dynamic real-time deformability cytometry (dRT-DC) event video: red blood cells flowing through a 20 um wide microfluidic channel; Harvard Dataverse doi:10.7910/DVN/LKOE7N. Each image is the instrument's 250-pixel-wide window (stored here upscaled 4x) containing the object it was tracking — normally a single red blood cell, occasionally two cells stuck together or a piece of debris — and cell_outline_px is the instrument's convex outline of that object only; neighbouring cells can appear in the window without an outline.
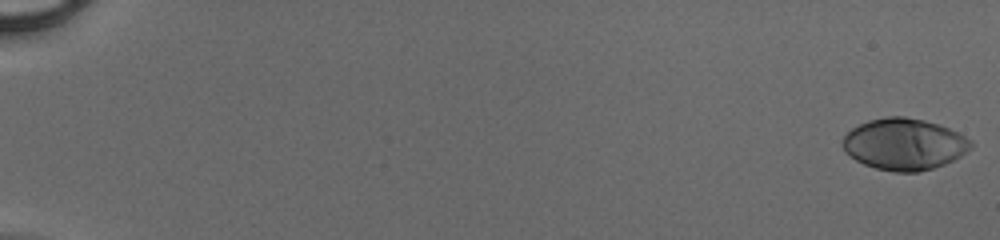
{"species": "human", "species_latin": "Homo sapiens", "temperature_condition": "cold", "stored_images_in_passage": 50, "camera_frame_rate_fps": 3000, "um_per_image_px": 0.085, "donor": {"sex": "male"}, "frame": {"image": 1, "passage_image": 1, "time_ms": 0.0, "image_size_px": [1000, 240], "cell_outline_px": [[972, 148], [960, 156], [944, 164], [920, 172], [892, 172], [876, 168], [864, 164], [856, 160], [844, 152], [844, 136], [852, 128], [868, 120], [888, 116], [904, 116], [924, 120], [940, 124], [972, 140]], "centroid_in_image_um": [76.86, 12.25], "position_along_channel_um": 8.1, "area_um2": 38.44}}
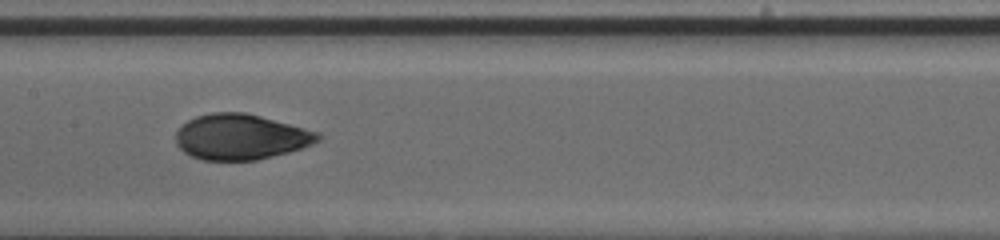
{"frame": {"image": 2, "passage_image": 28, "time_ms": 9.0, "image_size_px": [1000, 240], "cell_outline_px": [[320, 140], [300, 148], [288, 152], [256, 160], [204, 160], [192, 156], [184, 152], [176, 144], [176, 132], [188, 120], [196, 116], [212, 112], [244, 112], [260, 116], [320, 132]], "centroid_in_image_um": [20.45, 11.63], "position_along_channel_um": 187.0, "area_um2": 37.4}}
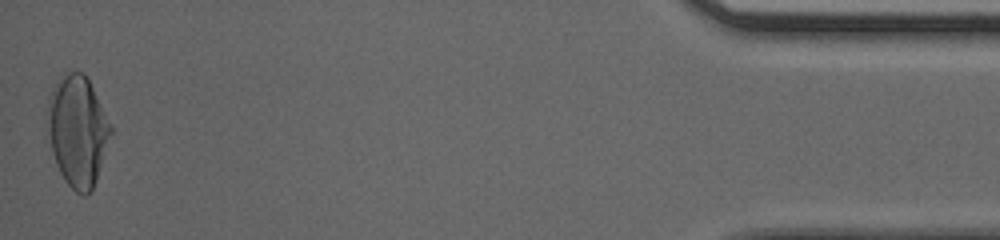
{"frame": {"image": 3, "passage_image": 50, "time_ms": 16.333, "image_size_px": [1000, 240], "cell_outline_px": [[112, 132], [92, 192], [88, 196], [80, 196], [64, 180], [56, 164], [52, 152], [48, 128], [48, 96], [56, 80], [64, 72], [84, 72], [112, 128]], "centroid_in_image_um": [6.58, 11.14], "position_along_channel_um": 428.6, "area_um2": 40.52}}